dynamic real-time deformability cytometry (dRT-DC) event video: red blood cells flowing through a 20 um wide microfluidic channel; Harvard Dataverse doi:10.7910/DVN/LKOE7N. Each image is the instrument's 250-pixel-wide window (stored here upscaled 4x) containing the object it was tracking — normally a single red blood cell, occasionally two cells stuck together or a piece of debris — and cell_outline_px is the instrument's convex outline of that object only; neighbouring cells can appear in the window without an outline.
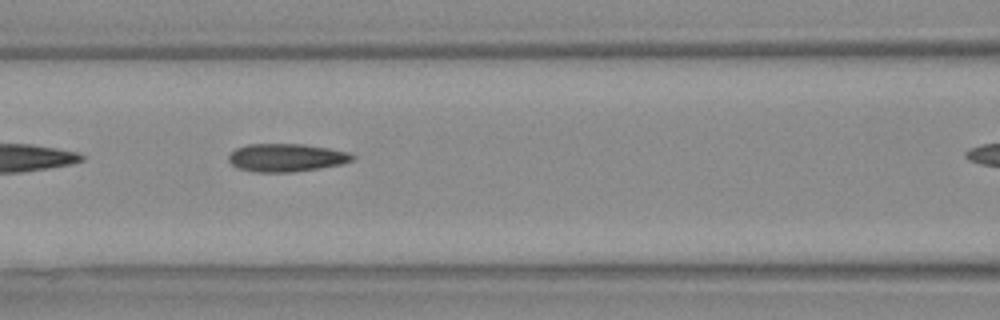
{"species": "Egyptian fruit bat (a non-hibernating species)", "species_latin": "Rousettus aegyptiacus", "temperature_condition": "warm", "stored_images_in_passage": 11, "camera_frame_rate_fps": 3000, "um_per_image_px": 0.085, "animal": {"sex": "female"}, "frame": {"image": 1, "passage_image": 7, "time_ms": 2.0, "image_size_px": [1000, 320], "cell_outline_px": [[356, 156], [352, 160], [340, 164], [316, 168], [288, 172], [256, 172], [236, 168], [228, 160], [228, 156], [236, 148], [248, 144], [304, 144], [328, 148], [348, 152]], "centroid_in_image_um": [24.3, 13.39], "position_along_channel_um": 142.3, "area_um2": 20.0}}